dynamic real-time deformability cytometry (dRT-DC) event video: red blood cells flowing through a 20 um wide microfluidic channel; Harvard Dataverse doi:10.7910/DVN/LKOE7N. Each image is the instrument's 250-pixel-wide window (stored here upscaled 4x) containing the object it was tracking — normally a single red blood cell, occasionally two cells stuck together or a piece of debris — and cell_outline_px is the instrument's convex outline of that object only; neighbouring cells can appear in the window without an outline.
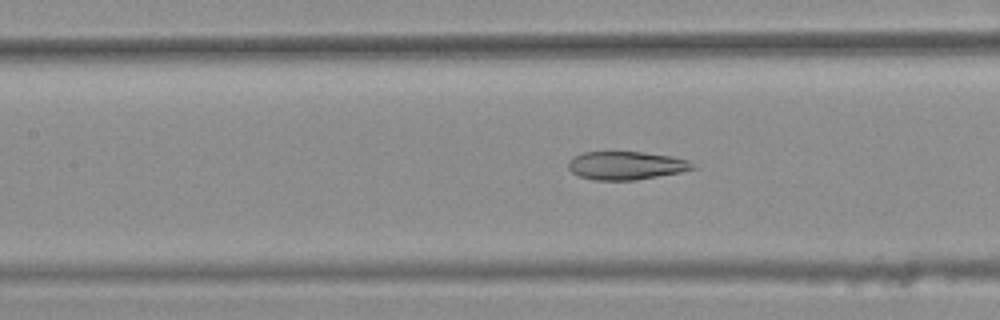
{"species": "common noctule bat (a hibernating species)", "species_latin": "Nyctalus noctula", "temperature_condition": "warm", "stored_images_in_passage": 45, "camera_frame_rate_fps": 3000, "um_per_image_px": 0.085, "animal": {"sex": "female", "body_mass_g": 25.1}, "frame": {"image": 1, "passage_image": 23, "time_ms": 7.333, "image_size_px": [1000, 320], "cell_outline_px": [[696, 168], [680, 172], [636, 180], [592, 180], [580, 176], [572, 172], [568, 168], [568, 164], [576, 156], [584, 152], [640, 152], [672, 156], [688, 160], [696, 164]], "centroid_in_image_um": [53.26, 14.07], "position_along_channel_um": 154.1, "area_um2": 20.35}}
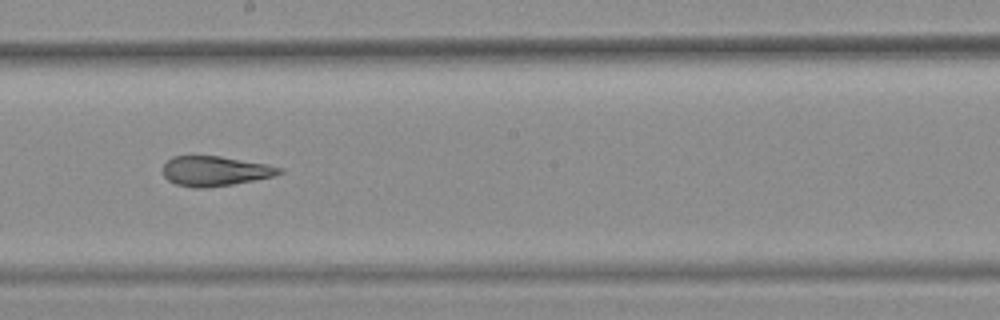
{"frame": {"image": 2, "passage_image": 29, "time_ms": 9.333, "image_size_px": [1000, 320], "cell_outline_px": [[284, 172], [272, 176], [232, 184], [204, 188], [196, 188], [176, 184], [168, 180], [164, 176], [164, 164], [172, 156], [220, 156], [268, 164], [284, 168]], "centroid_in_image_um": [18.29, 14.53], "position_along_channel_um": 229.9, "area_um2": 20.11}}
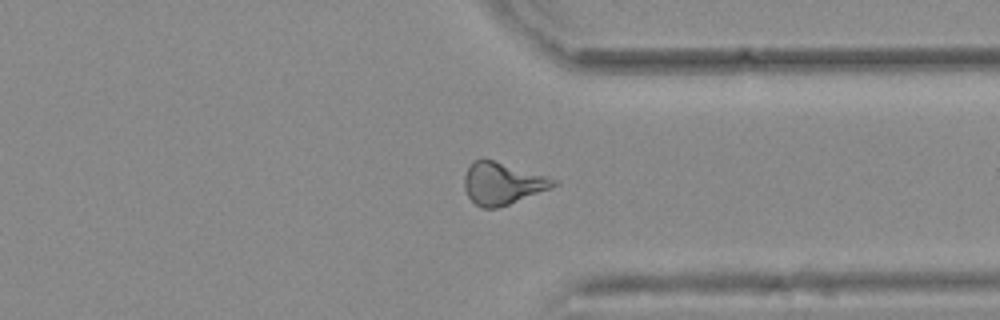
{"frame": {"image": 3, "passage_image": 40, "time_ms": 13.0, "image_size_px": [1000, 320], "cell_outline_px": [[560, 184], [552, 188], [508, 204], [496, 208], [480, 208], [468, 196], [464, 188], [464, 176], [468, 168], [476, 160], [492, 160], [548, 176], [556, 180]], "centroid_in_image_um": [42.73, 15.61], "position_along_channel_um": 368.7, "area_um2": 21.56}, "authors_computed_cell_mechanics": {"area_um2": 21.7906, "velocity_mm_per_s": 3.8023, "shape_relaxation_time_tau1_ms": null, "shape_relaxation_time_tau2_ms": 2.5091, "deformation_change_tau1": null, "deformation_change_tau2": 0.1203}}